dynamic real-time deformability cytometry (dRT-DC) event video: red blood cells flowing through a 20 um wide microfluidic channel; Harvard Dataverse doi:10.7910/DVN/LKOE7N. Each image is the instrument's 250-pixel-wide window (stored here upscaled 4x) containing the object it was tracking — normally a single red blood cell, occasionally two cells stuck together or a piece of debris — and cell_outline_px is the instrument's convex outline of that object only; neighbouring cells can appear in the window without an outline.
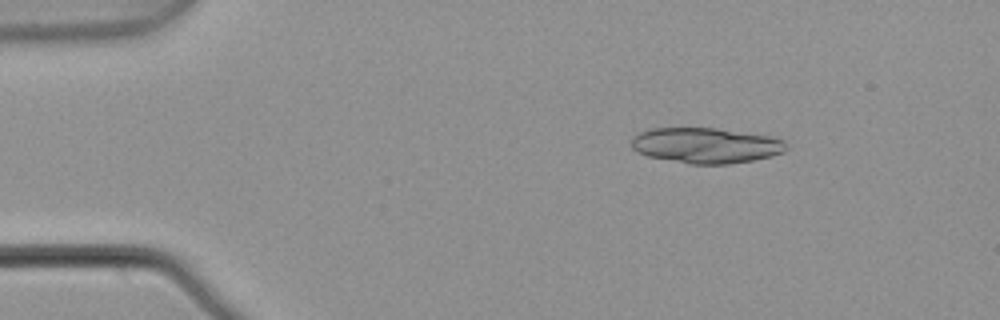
{"species": "common noctule bat (a hibernating species)", "species_latin": "Nyctalus noctula", "temperature_condition": "warm", "stored_images_in_passage": 5, "camera_frame_rate_fps": 3000, "um_per_image_px": 0.085, "animal": {"sex": "male", "body_mass_g": 21.5, "forearm_length_mm": 52.0}, "frame": {"image": 1, "passage_image": 2, "time_ms": 0.333, "image_size_px": [1000, 320], "cell_outline_px": [[784, 152], [772, 156], [752, 160], [728, 164], [688, 164], [648, 156], [636, 152], [632, 148], [632, 136], [636, 132], [652, 128], [716, 128], [768, 136], [784, 140]], "centroid_in_image_um": [59.93, 12.36], "position_along_channel_um": 25.1, "area_um2": 31.96}}
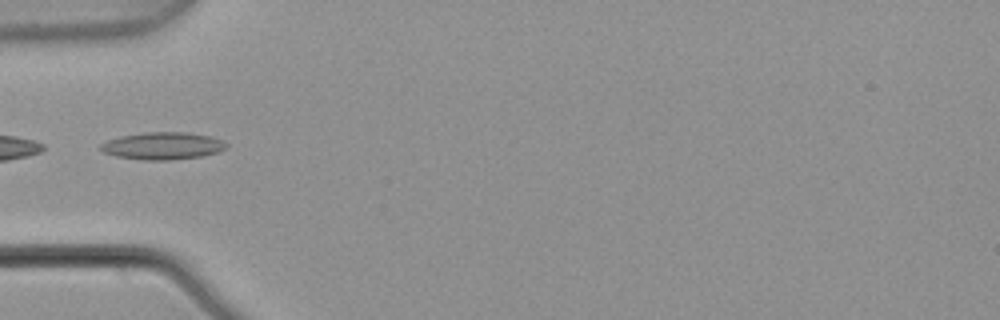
{"frame": {"image": 2, "passage_image": 4, "time_ms": 1.0, "image_size_px": [1000, 320], "cell_outline_px": [[228, 144], [220, 152], [200, 156], [168, 160], [144, 160], [116, 156], [104, 152], [100, 148], [100, 144], [108, 140], [120, 136], [148, 132], [184, 132], [212, 136]], "centroid_in_image_um": [13.83, 12.39], "position_along_channel_um": 71.2, "area_um2": 19.83}}
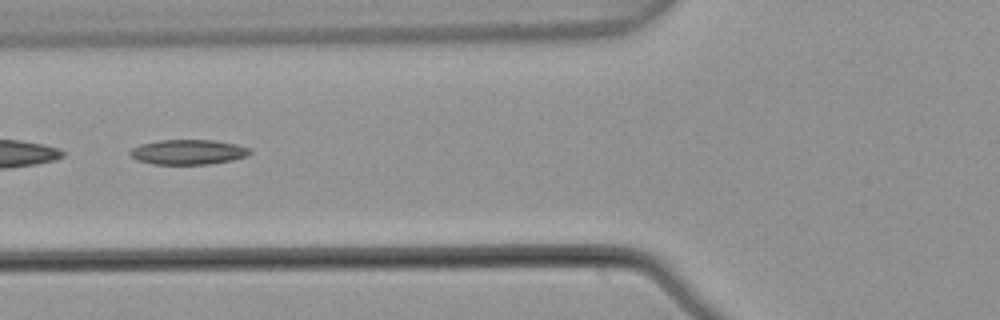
{"frame": {"image": 3, "passage_image": 5, "time_ms": 1.333, "image_size_px": [1000, 320], "cell_outline_px": [[252, 152], [248, 156], [232, 160], [208, 164], [152, 164], [136, 160], [128, 152], [132, 148], [140, 144], [156, 140], [212, 140], [236, 144], [252, 148]], "centroid_in_image_um": [16.0, 12.92], "position_along_channel_um": 109.8, "area_um2": 17.57}}